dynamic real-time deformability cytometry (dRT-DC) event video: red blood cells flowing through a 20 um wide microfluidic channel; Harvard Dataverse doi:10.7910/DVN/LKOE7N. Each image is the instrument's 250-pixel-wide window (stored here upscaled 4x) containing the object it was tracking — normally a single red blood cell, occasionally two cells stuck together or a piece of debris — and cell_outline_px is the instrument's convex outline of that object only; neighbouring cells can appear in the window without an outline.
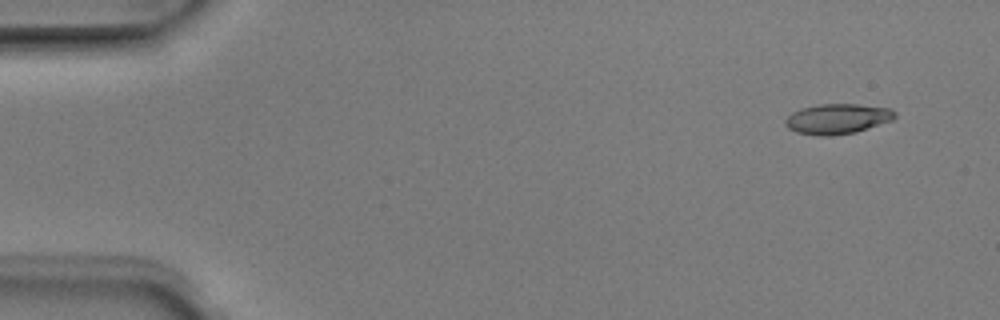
{"species": "Egyptian fruit bat (a non-hibernating species)", "species_latin": "Rousettus aegyptiacus", "temperature_condition": "room temperature", "stored_images_in_passage": 5, "camera_frame_rate_fps": 3000, "um_per_image_px": 0.085, "animal": {"sex": "male"}, "frame": {"image": 1, "passage_image": 1, "time_ms": 0.0, "image_size_px": [1000, 320], "cell_outline_px": [[896, 116], [892, 120], [856, 132], [832, 136], [820, 136], [796, 132], [788, 128], [784, 124], [784, 120], [792, 112], [800, 108], [820, 104], [856, 104], [892, 108], [896, 112]], "centroid_in_image_um": [71.17, 10.1], "position_along_channel_um": 13.8, "area_um2": 19.42}}
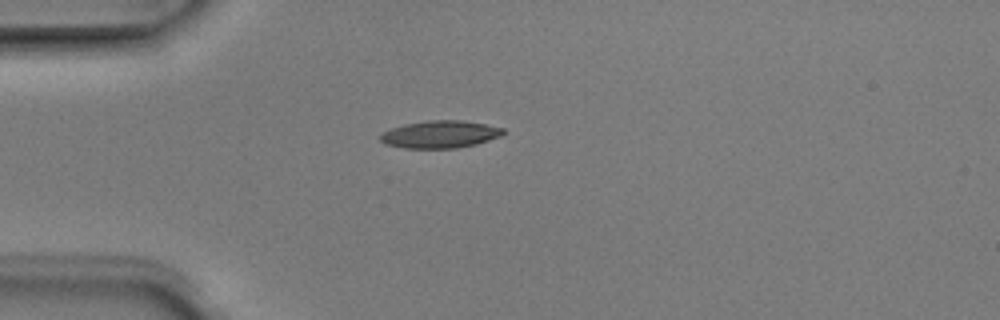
{"frame": {"image": 2, "passage_image": 4, "time_ms": 1.0, "image_size_px": [1000, 320], "cell_outline_px": [[508, 132], [500, 136], [476, 144], [456, 148], [404, 148], [384, 144], [380, 140], [380, 136], [384, 132], [392, 128], [404, 124], [428, 120], [460, 120], [484, 124], [504, 128]], "centroid_in_image_um": [37.42, 11.42], "position_along_channel_um": 47.6, "area_um2": 19.59}}